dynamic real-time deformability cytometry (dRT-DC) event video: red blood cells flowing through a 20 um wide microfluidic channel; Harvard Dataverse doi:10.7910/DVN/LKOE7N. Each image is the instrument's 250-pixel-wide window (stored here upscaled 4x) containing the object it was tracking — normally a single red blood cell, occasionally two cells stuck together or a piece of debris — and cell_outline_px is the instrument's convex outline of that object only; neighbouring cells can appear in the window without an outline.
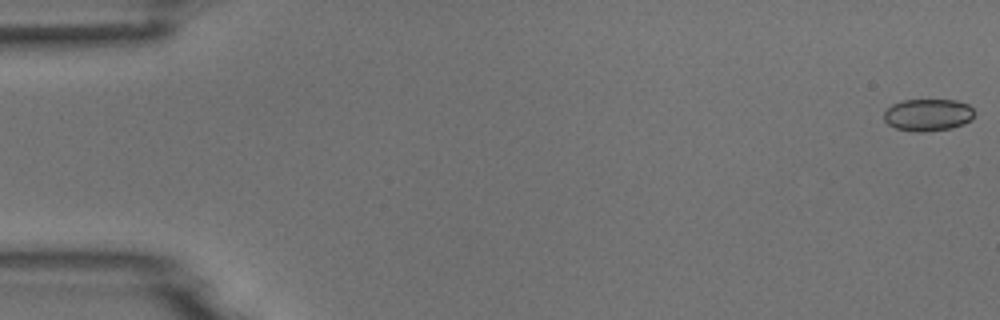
{"species": "common noctule bat (a hibernating species)", "species_latin": "Nyctalus noctula", "temperature_condition": "room temperature", "stored_images_in_passage": 8, "camera_frame_rate_fps": 3000, "um_per_image_px": 0.085, "animal": {"sex": "male", "body_mass_g": 18.8}, "frame": {"image": 1, "passage_image": 1, "time_ms": 0.0, "image_size_px": [1000, 320], "cell_outline_px": [[972, 120], [964, 124], [952, 128], [924, 132], [912, 132], [896, 128], [888, 124], [884, 120], [884, 112], [892, 104], [900, 100], [956, 100], [968, 104], [972, 108]], "centroid_in_image_um": [78.85, 9.77], "position_along_channel_um": 6.1, "area_um2": 17.05}}
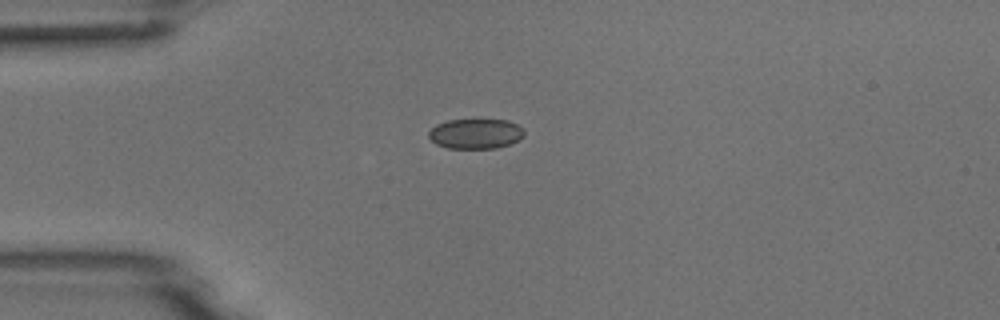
{"frame": {"image": 2, "passage_image": 4, "time_ms": 4.333, "image_size_px": [1000, 320], "cell_outline_px": [[524, 136], [520, 140], [496, 148], [448, 148], [436, 144], [428, 136], [428, 132], [436, 124], [448, 120], [508, 120], [524, 128]], "centroid_in_image_um": [40.44, 11.36], "position_along_channel_um": 44.6, "area_um2": 16.7}}